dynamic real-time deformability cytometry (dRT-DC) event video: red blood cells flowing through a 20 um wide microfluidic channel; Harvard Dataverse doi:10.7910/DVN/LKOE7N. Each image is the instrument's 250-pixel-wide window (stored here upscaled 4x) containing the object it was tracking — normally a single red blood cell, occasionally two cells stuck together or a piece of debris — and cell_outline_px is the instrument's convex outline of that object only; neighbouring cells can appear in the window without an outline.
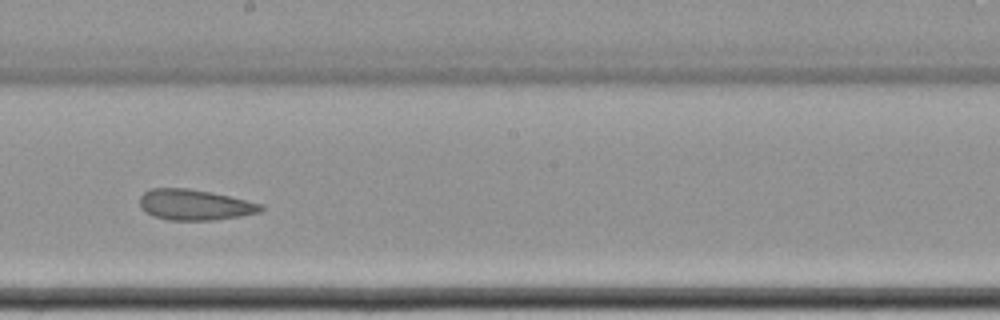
{"species": "common noctule bat (a hibernating species)", "species_latin": "Nyctalus noctula", "temperature_condition": "cold", "stored_images_in_passage": 16, "camera_frame_rate_fps": 3000, "um_per_image_px": 0.085, "animal": {"sex": "female", "body_mass_g": 22.7, "forearm_length_mm": 54.2}, "frame": {"image": 1, "passage_image": 10, "time_ms": 12.0, "image_size_px": [1000, 320], "cell_outline_px": [[264, 208], [260, 212], [240, 216], [212, 220], [168, 220], [152, 216], [140, 208], [140, 196], [144, 192], [152, 188], [188, 188], [228, 196], [264, 204]], "centroid_in_image_um": [16.53, 17.41], "position_along_channel_um": 231.7, "area_um2": 21.62}}
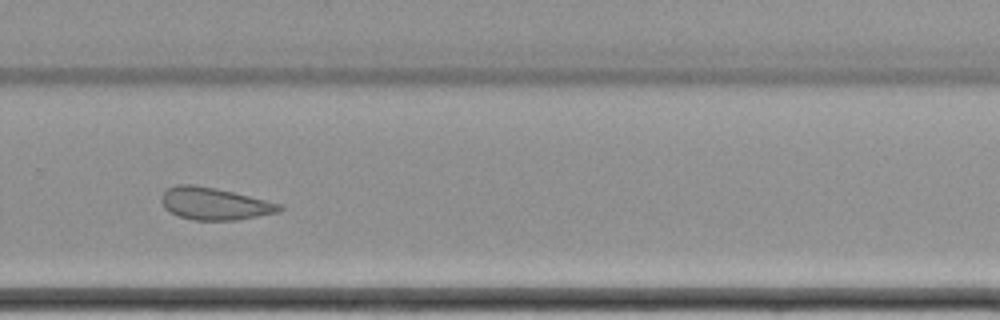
{"frame": {"image": 2, "passage_image": 12, "time_ms": 14.333, "image_size_px": [1000, 320], "cell_outline_px": [[284, 208], [280, 212], [236, 220], [192, 220], [168, 212], [164, 208], [160, 200], [160, 196], [168, 188], [176, 184], [196, 184], [216, 188], [284, 204]], "centroid_in_image_um": [18.23, 17.31], "position_along_channel_um": 311.6, "area_um2": 22.48}}
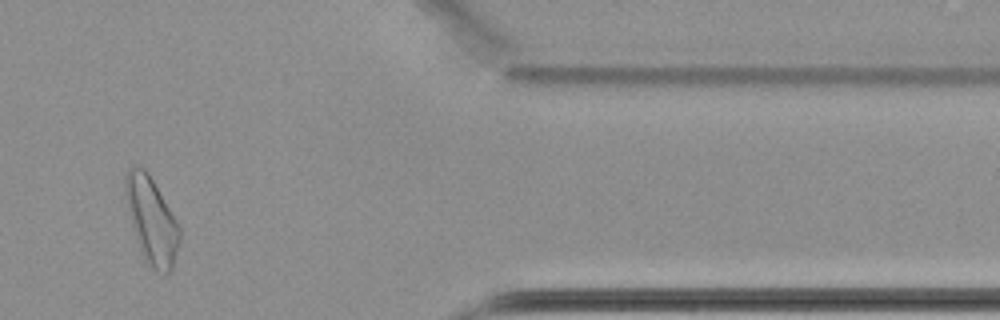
{"frame": {"image": 3, "passage_image": 14, "time_ms": 17.667, "image_size_px": [1000, 320], "cell_outline_px": [[180, 240], [172, 268], [164, 276], [160, 276], [148, 264], [140, 248], [132, 224], [124, 196], [124, 176], [128, 168], [132, 164], [140, 164], [148, 172], [176, 220], [180, 228]], "centroid_in_image_um": [12.86, 18.69], "position_along_channel_um": 398.5, "area_um2": 27.28}, "authors_computed_cell_mechanics": {"area_um2": 24.5072, "velocity_mm_per_s": 3.4243, "shape_relaxation_time_tau1_ms": 4.314, "shape_relaxation_time_tau2_ms": 2.5471, "deformation_change_tau1": 0.0595, "deformation_change_tau2": 0.0629}}